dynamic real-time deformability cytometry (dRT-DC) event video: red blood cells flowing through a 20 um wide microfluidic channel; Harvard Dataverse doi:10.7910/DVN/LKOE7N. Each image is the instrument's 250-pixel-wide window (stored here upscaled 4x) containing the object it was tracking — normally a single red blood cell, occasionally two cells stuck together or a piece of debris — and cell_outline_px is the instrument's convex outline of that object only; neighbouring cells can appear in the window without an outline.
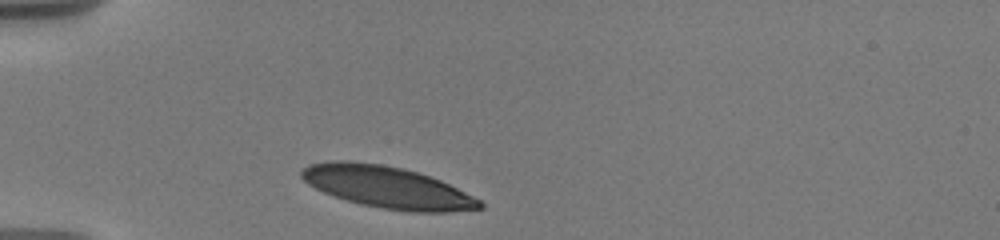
{"species": "human", "species_latin": "Homo sapiens", "temperature_condition": "warm", "stored_images_in_passage": 19, "camera_frame_rate_fps": 3000, "um_per_image_px": 0.085, "donor": {"sex": "male"}, "frame": {"image": 1, "passage_image": 1, "time_ms": 0.0, "image_size_px": [1000, 240], "cell_outline_px": [[484, 208], [448, 212], [412, 212], [384, 208], [360, 204], [324, 192], [308, 184], [300, 176], [300, 172], [308, 164], [328, 160], [348, 160], [380, 164], [400, 168], [416, 172], [440, 180], [480, 200], [484, 204]], "centroid_in_image_um": [32.89, 15.9], "position_along_channel_um": 52.1, "area_um2": 43.0}}
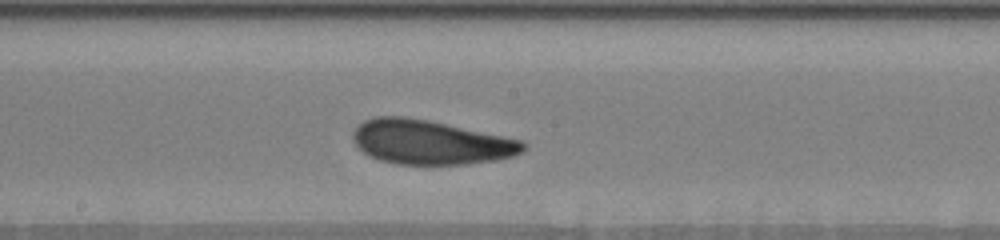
{"frame": {"image": 2, "passage_image": 10, "time_ms": 5.0, "image_size_px": [1000, 240], "cell_outline_px": [[528, 144], [524, 152], [512, 156], [492, 160], [464, 164], [396, 164], [380, 160], [368, 156], [352, 140], [352, 132], [364, 120], [376, 116], [404, 116], [428, 120], [520, 140]], "centroid_in_image_um": [36.55, 12.09], "position_along_channel_um": 211.6, "area_um2": 43.64}}
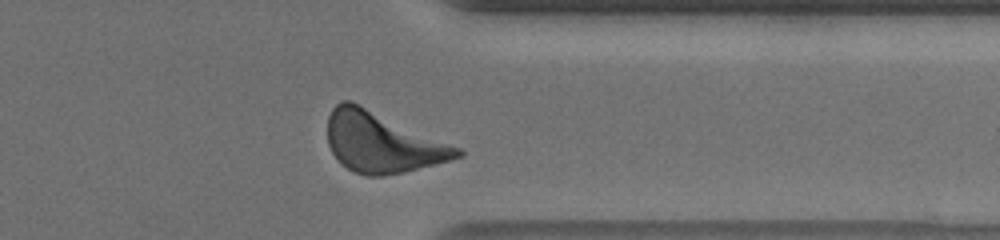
{"frame": {"image": 3, "passage_image": 18, "time_ms": 9.667, "image_size_px": [1000, 240], "cell_outline_px": [[464, 156], [400, 172], [380, 176], [368, 176], [352, 172], [332, 152], [328, 144], [328, 116], [332, 108], [340, 100], [352, 100], [460, 148], [464, 152]], "centroid_in_image_um": [32.44, 12.07], "position_along_channel_um": 379.0, "area_um2": 45.03}, "authors_computed_cell_mechanics": {"area_um2": 43.061, "velocity_mm_per_s": 3.6158, "shape_relaxation_time_tau1_ms": 2.492, "shape_relaxation_time_tau2_ms": 2.3327, "deformation_change_tau1": 0.1188, "deformation_change_tau2": 0.0951}}